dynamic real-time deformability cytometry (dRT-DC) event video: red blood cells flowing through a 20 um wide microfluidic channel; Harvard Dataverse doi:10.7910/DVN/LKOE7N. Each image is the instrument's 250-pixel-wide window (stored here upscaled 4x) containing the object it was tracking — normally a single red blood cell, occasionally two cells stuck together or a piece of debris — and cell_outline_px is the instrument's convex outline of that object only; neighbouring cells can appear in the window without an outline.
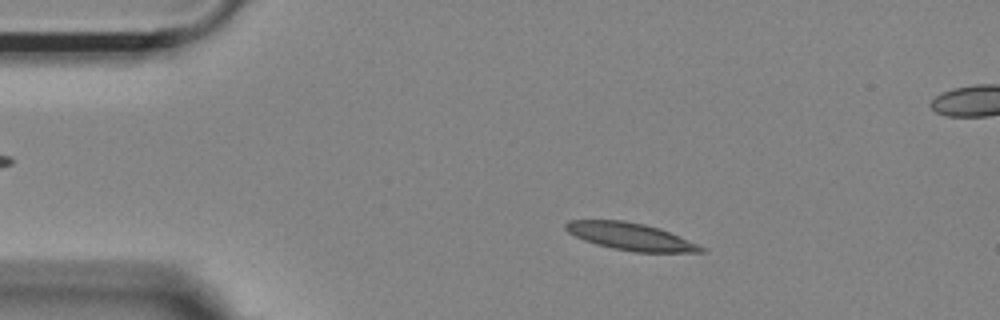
{"species": "Egyptian fruit bat (a non-hibernating species)", "species_latin": "Rousettus aegyptiacus", "temperature_condition": "room temperature", "stored_images_in_passage": 54, "segment_of_instrument_passage": [1, 2], "camera_frame_rate_fps": 3000, "um_per_image_px": 0.085, "animal": {"sex": "female"}, "frame": {"image": 1, "passage_image": 9, "time_ms": 2.667, "image_size_px": [1000, 320], "cell_outline_px": [[708, 252], [632, 252], [612, 248], [596, 244], [584, 240], [568, 232], [564, 228], [564, 224], [568, 220], [624, 220], [644, 224], [660, 228], [708, 248]], "centroid_in_image_um": [53.63, 20.11], "position_along_channel_um": 31.4, "area_um2": 21.68}}
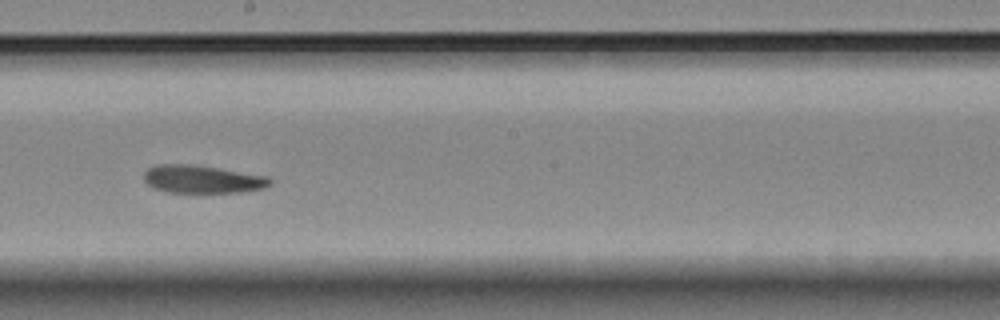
{"frame": {"image": 2, "passage_image": 29, "time_ms": 9.333, "image_size_px": [1000, 320], "cell_outline_px": [[272, 184], [264, 188], [240, 192], [168, 192], [152, 188], [144, 180], [144, 172], [148, 168], [156, 164], [196, 164], [268, 176], [272, 180]], "centroid_in_image_um": [17.2, 15.22], "position_along_channel_um": 231.0, "area_um2": 20.69}}
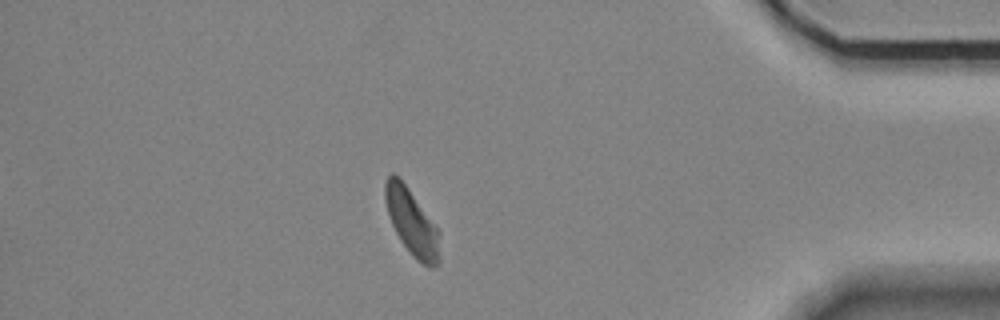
{"frame": {"image": 3, "passage_image": 46, "time_ms": 15.0, "image_size_px": [1000, 320], "cell_outline_px": [[440, 260], [432, 268], [428, 268], [416, 260], [412, 256], [400, 240], [388, 216], [384, 200], [384, 184], [388, 176], [392, 172], [400, 176], [440, 232]], "centroid_in_image_um": [34.99, 18.89], "position_along_channel_um": 400.2, "area_um2": 21.39}}